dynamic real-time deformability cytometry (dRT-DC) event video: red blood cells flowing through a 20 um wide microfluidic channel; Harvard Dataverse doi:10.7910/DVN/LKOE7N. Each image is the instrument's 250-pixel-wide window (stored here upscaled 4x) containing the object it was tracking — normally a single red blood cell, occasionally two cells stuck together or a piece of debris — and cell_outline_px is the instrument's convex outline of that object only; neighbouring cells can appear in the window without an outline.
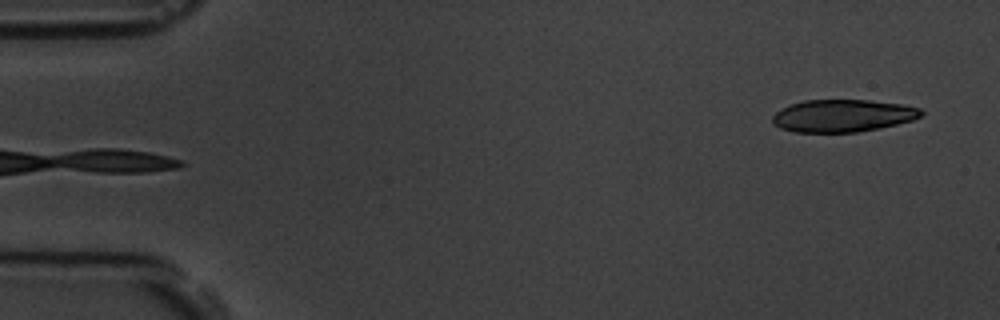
{"species": "common noctule bat (a hibernating species)", "species_latin": "Nyctalus noctula", "temperature_condition": "room temperature", "stored_images_in_passage": 6, "segment_of_instrument_passage": [2, 2], "camera_frame_rate_fps": 3000, "um_per_image_px": 0.085, "animal": {"sex": "male", "body_mass_g": 19.5, "forearm_length_mm": 54.6}, "frame": {"image": 1, "passage_image": 6, "time_ms": 5.667, "image_size_px": [1000, 320], "cell_outline_px": [[924, 112], [920, 116], [912, 120], [880, 128], [856, 132], [792, 132], [780, 128], [772, 124], [772, 116], [776, 112], [792, 104], [804, 100], [868, 100], [900, 104], [920, 108]], "centroid_in_image_um": [71.61, 9.84], "position_along_channel_um": 13.4, "area_um2": 27.98}}